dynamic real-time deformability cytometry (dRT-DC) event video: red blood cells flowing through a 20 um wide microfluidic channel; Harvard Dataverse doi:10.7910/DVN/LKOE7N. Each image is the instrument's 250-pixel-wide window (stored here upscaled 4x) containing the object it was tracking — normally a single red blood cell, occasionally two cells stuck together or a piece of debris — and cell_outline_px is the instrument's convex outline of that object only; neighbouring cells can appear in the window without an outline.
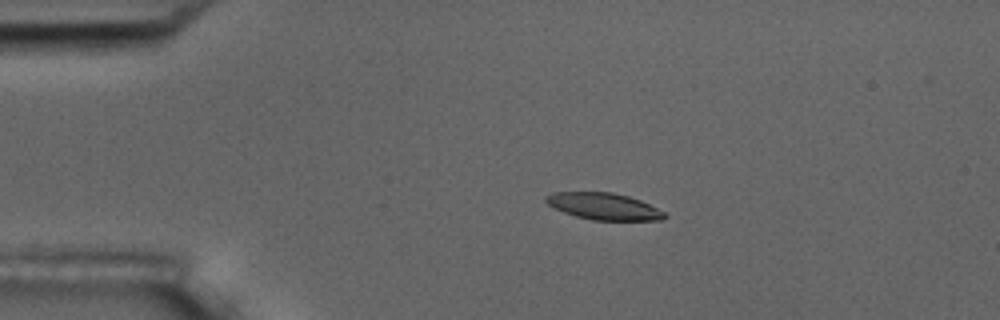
{"species": "common noctule bat (a hibernating species)", "species_latin": "Nyctalus noctula", "temperature_condition": "room temperature", "stored_images_in_passage": 6, "camera_frame_rate_fps": 3000, "um_per_image_px": 0.085, "animal": {"sex": "male", "body_mass_g": 17.5, "forearm_length_mm": 52.3}, "frame": {"image": 1, "passage_image": 3, "time_ms": 3.0, "image_size_px": [1000, 320], "cell_outline_px": [[668, 216], [664, 220], [592, 220], [576, 216], [564, 212], [548, 204], [544, 200], [544, 196], [552, 192], [612, 192], [628, 196], [640, 200], [664, 212]], "centroid_in_image_um": [51.31, 17.53], "position_along_channel_um": 33.7, "area_um2": 18.44}}
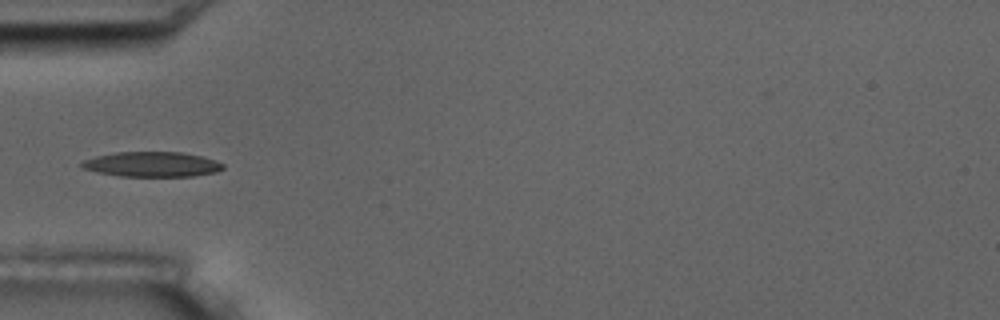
{"frame": {"image": 2, "passage_image": 5, "time_ms": 5.333, "image_size_px": [1000, 320], "cell_outline_px": [[224, 168], [216, 172], [192, 176], [120, 176], [96, 172], [80, 168], [80, 164], [84, 160], [96, 156], [116, 152], [180, 152], [204, 156], [216, 160], [224, 164]], "centroid_in_image_um": [12.92, 13.96], "position_along_channel_um": 72.1, "area_um2": 20.69}}